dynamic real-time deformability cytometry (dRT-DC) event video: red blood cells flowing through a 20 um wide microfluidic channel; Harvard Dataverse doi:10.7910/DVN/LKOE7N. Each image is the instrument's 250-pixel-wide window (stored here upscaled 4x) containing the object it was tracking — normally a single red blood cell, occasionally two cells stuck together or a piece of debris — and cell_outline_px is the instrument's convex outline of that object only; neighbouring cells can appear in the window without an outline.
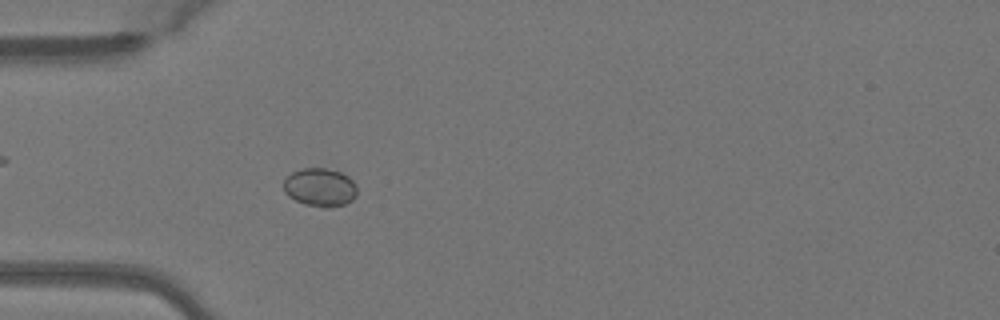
{"species": "Egyptian fruit bat (a non-hibernating species)", "species_latin": "Rousettus aegyptiacus", "temperature_condition": "warm", "stored_images_in_passage": 50, "camera_frame_rate_fps": 3000, "um_per_image_px": 0.085, "animal": {"sex": "female"}, "frame": {"image": 1, "passage_image": 15, "time_ms": 4.667, "image_size_px": [1000, 320], "cell_outline_px": [[356, 196], [352, 200], [344, 204], [332, 208], [324, 208], [304, 204], [288, 196], [284, 192], [284, 180], [292, 172], [304, 168], [324, 168], [340, 172], [348, 176], [356, 184]], "centroid_in_image_um": [27.21, 15.94], "position_along_channel_um": 57.8, "area_um2": 16.47}}
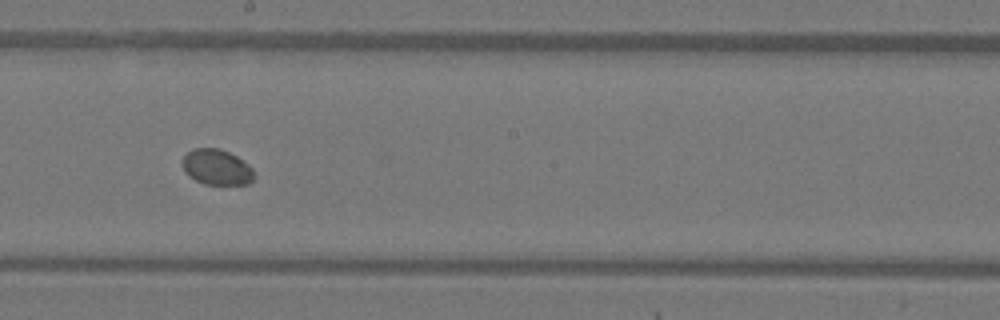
{"frame": {"image": 2, "passage_image": 28, "time_ms": 9.0, "image_size_px": [1000, 320], "cell_outline_px": [[256, 176], [248, 184], [204, 184], [188, 176], [184, 172], [184, 156], [192, 148], [220, 148], [236, 156], [248, 164], [252, 168]], "centroid_in_image_um": [18.44, 14.21], "position_along_channel_um": 229.8, "area_um2": 14.8}}
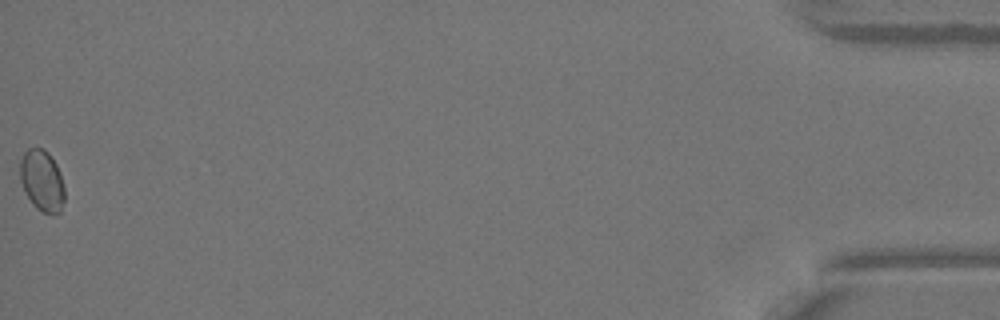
{"frame": {"image": 3, "passage_image": 50, "time_ms": 16.333, "image_size_px": [1000, 320], "cell_outline_px": [[64, 200], [60, 212], [52, 216], [36, 208], [32, 204], [20, 180], [20, 160], [24, 152], [28, 148], [44, 148], [48, 152], [56, 164], [60, 172], [64, 188]], "centroid_in_image_um": [3.58, 15.36], "position_along_channel_um": 431.6, "area_um2": 15.95}}